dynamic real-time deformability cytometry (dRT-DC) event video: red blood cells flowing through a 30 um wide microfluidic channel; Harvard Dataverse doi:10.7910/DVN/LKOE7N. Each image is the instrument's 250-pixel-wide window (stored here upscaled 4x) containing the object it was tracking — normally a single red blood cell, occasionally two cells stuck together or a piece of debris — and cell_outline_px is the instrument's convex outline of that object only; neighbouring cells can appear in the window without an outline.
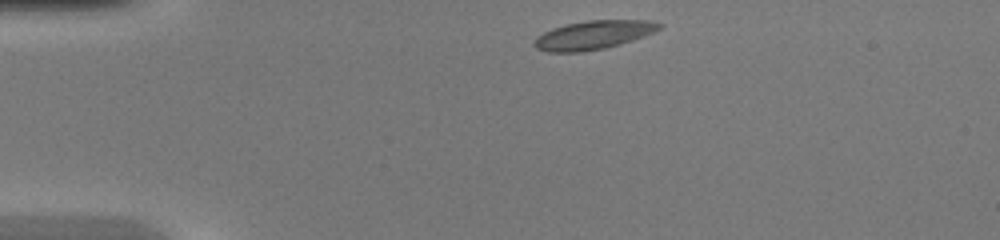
{"species": "common noctule bat (a hibernating species)", "species_latin": "Nyctalus noctula", "temperature_condition": "warm", "stored_images_in_passage": 39, "camera_frame_rate_fps": 3000, "um_per_image_px": 0.085, "animal": {"sex": "female", "body_mass_g": 20.0, "forearm_length_mm": 54.0}, "frame": {"image": 1, "passage_image": 1, "time_ms": 0.0, "image_size_px": [1000, 240], "cell_outline_px": [[664, 24], [660, 28], [644, 36], [620, 44], [604, 48], [580, 52], [548, 52], [536, 48], [532, 44], [536, 36], [552, 28], [568, 24], [588, 20], [652, 20]], "centroid_in_image_um": [50.42, 2.97], "position_along_channel_um": 34.6, "area_um2": 20.87}}
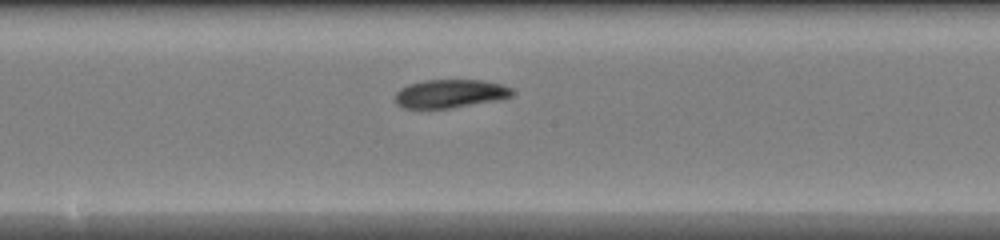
{"frame": {"image": 2, "passage_image": 17, "time_ms": 5.333, "image_size_px": [1000, 240], "cell_outline_px": [[512, 96], [504, 100], [452, 108], [404, 108], [396, 104], [396, 92], [400, 88], [408, 84], [424, 80], [480, 80], [500, 84], [512, 88]], "centroid_in_image_um": [38.29, 7.97], "position_along_channel_um": 209.9, "area_um2": 19.59}}
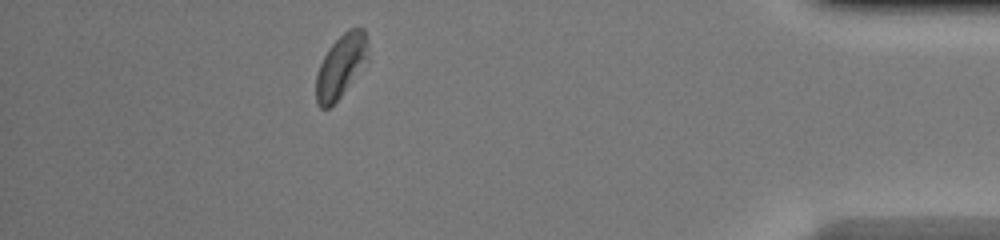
{"frame": {"image": 3, "passage_image": 34, "time_ms": 11.0, "image_size_px": [1000, 240], "cell_outline_px": [[368, 44], [364, 56], [340, 96], [328, 108], [320, 108], [316, 104], [316, 76], [320, 64], [328, 48], [348, 28], [364, 28], [368, 40]], "centroid_in_image_um": [28.88, 5.58], "position_along_channel_um": 406.3, "area_um2": 17.8}, "authors_computed_cell_mechanics": {"area_um2": 19.4786, "velocity_mm_per_s": 4.2738, "shape_relaxation_time_tau1_ms": 3.6845, "shape_relaxation_time_tau2_ms": 8.4569, "deformation_change_tau1": 0.1362, "deformation_change_tau2": 0.1479}}